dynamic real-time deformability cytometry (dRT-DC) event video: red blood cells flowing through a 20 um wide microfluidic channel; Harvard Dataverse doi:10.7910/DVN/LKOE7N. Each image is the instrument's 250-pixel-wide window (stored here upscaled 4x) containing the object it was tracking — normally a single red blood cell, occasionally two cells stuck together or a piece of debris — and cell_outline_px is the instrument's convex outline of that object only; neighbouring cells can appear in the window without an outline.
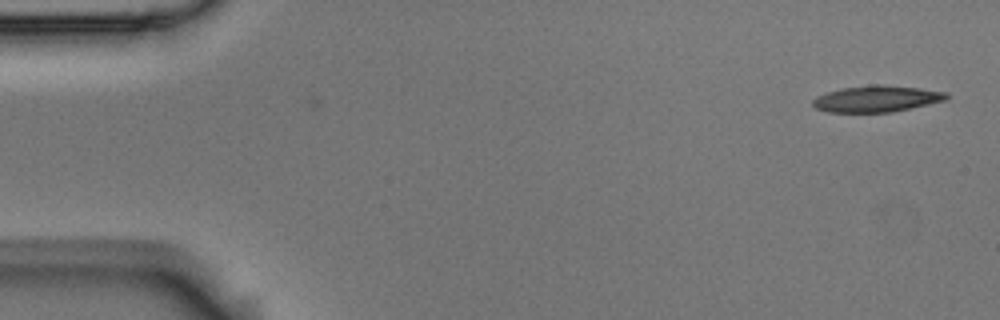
{"species": "Egyptian fruit bat (a non-hibernating species)", "species_latin": "Rousettus aegyptiacus", "temperature_condition": "room temperature", "stored_images_in_passage": 3, "camera_frame_rate_fps": 3000, "um_per_image_px": 0.085, "animal": {"sex": "male"}, "frame": {"image": 1, "passage_image": 3, "time_ms": 0.667, "image_size_px": [1000, 320], "cell_outline_px": [[948, 100], [892, 112], [828, 112], [816, 108], [812, 104], [812, 100], [816, 96], [840, 88], [872, 84], [884, 84], [920, 88], [948, 92]], "centroid_in_image_um": [74.54, 8.39], "position_along_channel_um": 10.5, "area_um2": 20.75}}